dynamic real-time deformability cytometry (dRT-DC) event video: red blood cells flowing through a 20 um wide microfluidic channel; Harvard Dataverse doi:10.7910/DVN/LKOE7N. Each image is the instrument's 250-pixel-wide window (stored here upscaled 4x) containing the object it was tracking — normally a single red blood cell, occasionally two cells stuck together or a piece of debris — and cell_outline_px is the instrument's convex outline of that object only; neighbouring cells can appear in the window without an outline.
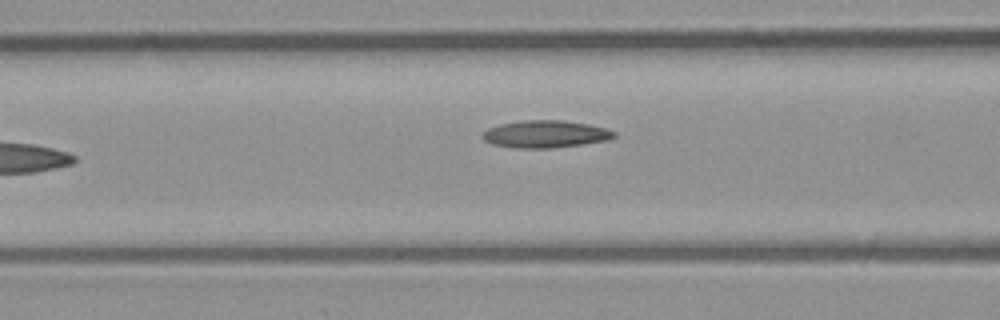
{"species": "common noctule bat (a hibernating species)", "species_latin": "Nyctalus noctula", "temperature_condition": "room temperature", "stored_images_in_passage": 5, "camera_frame_rate_fps": 3000, "um_per_image_px": 0.085, "animal": {"sex": "male", "body_mass_g": 23.1, "forearm_length_mm": 52.7}, "frame": {"image": 1, "passage_image": 5, "time_ms": 1.333, "image_size_px": [1000, 320], "cell_outline_px": [[616, 136], [608, 140], [584, 144], [552, 148], [512, 148], [492, 144], [484, 140], [480, 136], [480, 132], [488, 128], [500, 124], [524, 120], [564, 120], [588, 124], [604, 128], [616, 132]], "centroid_in_image_um": [46.32, 11.4], "position_along_channel_um": 120.3, "area_um2": 21.15}}